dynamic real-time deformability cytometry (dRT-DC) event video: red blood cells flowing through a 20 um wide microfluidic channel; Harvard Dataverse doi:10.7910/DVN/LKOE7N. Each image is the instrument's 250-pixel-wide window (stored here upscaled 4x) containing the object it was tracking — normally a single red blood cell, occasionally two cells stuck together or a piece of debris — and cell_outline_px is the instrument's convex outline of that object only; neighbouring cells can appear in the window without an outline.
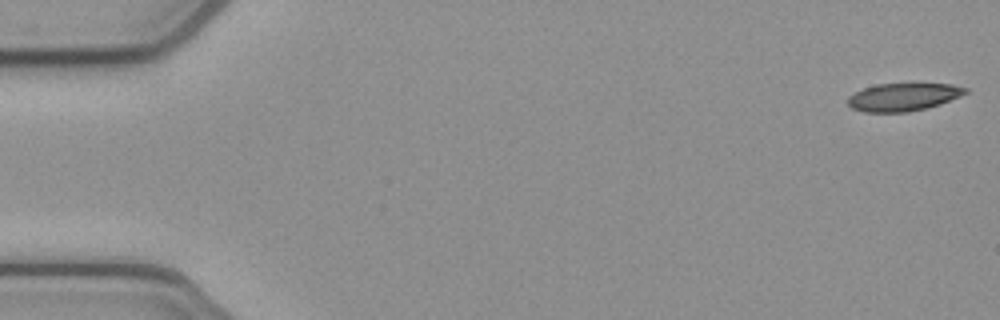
{"species": "common noctule bat (a hibernating species)", "species_latin": "Nyctalus noctula", "temperature_condition": "cold", "stored_images_in_passage": 53, "camera_frame_rate_fps": 3000, "um_per_image_px": 0.085, "animal": {"sex": "female", "body_mass_g": 21.9}, "frame": {"image": 1, "passage_image": 1, "time_ms": 0.0, "image_size_px": [1000, 320], "cell_outline_px": [[968, 92], [960, 96], [940, 104], [928, 108], [908, 112], [864, 112], [852, 108], [848, 104], [848, 96], [864, 88], [876, 84], [912, 80], [952, 84], [968, 88]], "centroid_in_image_um": [76.83, 8.18], "position_along_channel_um": 8.2, "area_um2": 20.11}}
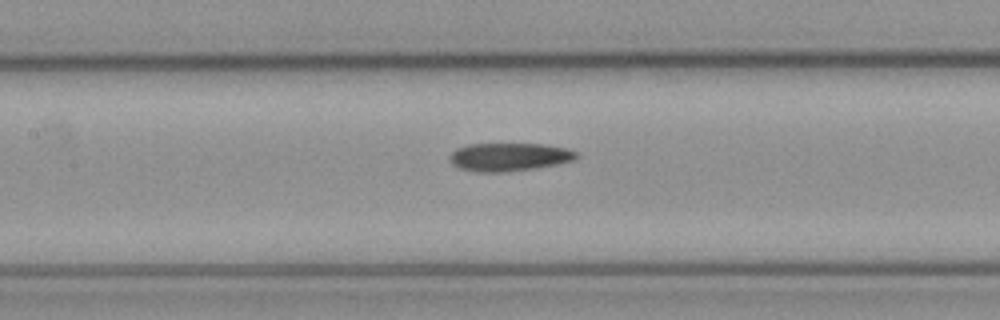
{"frame": {"image": 2, "passage_image": 24, "time_ms": 7.667, "image_size_px": [1000, 320], "cell_outline_px": [[580, 156], [572, 160], [556, 164], [532, 168], [504, 172], [476, 172], [460, 168], [452, 164], [448, 160], [448, 156], [456, 148], [468, 144], [544, 144], [568, 148], [576, 152]], "centroid_in_image_um": [43.24, 13.33], "position_along_channel_um": 164.2, "area_um2": 20.81}}
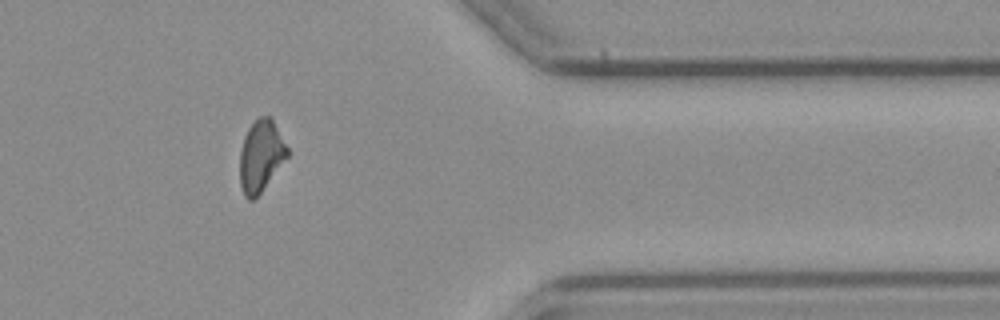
{"frame": {"image": 3, "passage_image": 43, "time_ms": 14.0, "image_size_px": [1000, 320], "cell_outline_px": [[288, 156], [260, 192], [252, 200], [248, 200], [244, 196], [240, 184], [240, 152], [244, 136], [248, 128], [260, 116], [272, 116], [288, 148]], "centroid_in_image_um": [22.17, 13.22], "position_along_channel_um": 389.2, "area_um2": 19.65}, "authors_computed_cell_mechanics": {"area_um2": 20.6346, "velocity_mm_per_s": 3.8746, "shape_relaxation_time_tau1_ms": null, "shape_relaxation_time_tau2_ms": 8.1916, "deformation_change_tau1": null, "deformation_change_tau2": 0.1881}}